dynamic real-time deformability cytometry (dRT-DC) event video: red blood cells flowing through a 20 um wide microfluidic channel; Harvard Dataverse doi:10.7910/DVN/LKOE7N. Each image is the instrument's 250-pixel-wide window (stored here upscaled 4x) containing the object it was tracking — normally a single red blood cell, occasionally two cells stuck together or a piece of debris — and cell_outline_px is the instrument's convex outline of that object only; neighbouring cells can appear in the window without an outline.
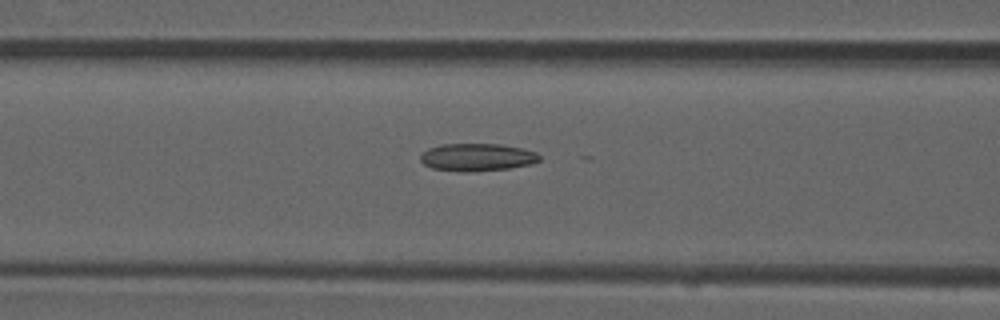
{"species": "common noctule bat (a hibernating species)", "species_latin": "Nyctalus noctula", "temperature_condition": "room temperature", "stored_images_in_passage": 45, "camera_frame_rate_fps": 3000, "um_per_image_px": 0.085, "animal": {"sex": "male", "forearm_length_mm": 52.5}, "frame": {"image": 1, "passage_image": 14, "time_ms": 4.333, "image_size_px": [1000, 320], "cell_outline_px": [[540, 160], [532, 164], [508, 168], [468, 172], [464, 172], [432, 168], [424, 164], [420, 160], [420, 156], [428, 148], [440, 144], [500, 144], [520, 148], [536, 152], [540, 156]], "centroid_in_image_um": [40.54, 13.36], "position_along_channel_um": 126.1, "area_um2": 19.07}}
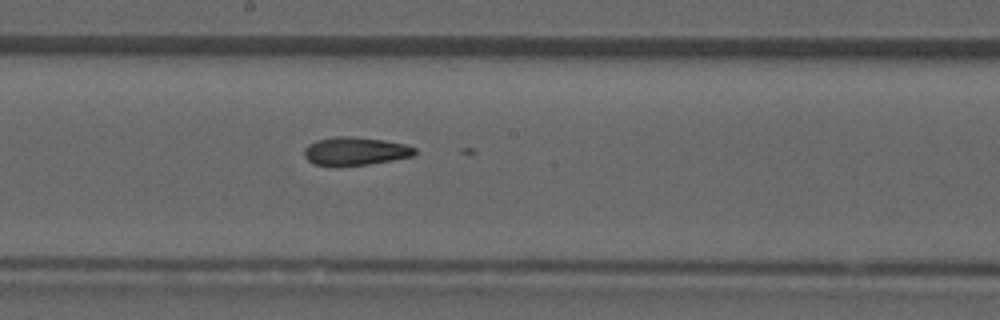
{"frame": {"image": 2, "passage_image": 21, "time_ms": 6.667, "image_size_px": [1000, 320], "cell_outline_px": [[416, 152], [412, 156], [392, 160], [368, 164], [336, 168], [312, 164], [304, 156], [304, 148], [308, 144], [316, 140], [336, 136], [352, 136], [384, 140], [404, 144], [416, 148]], "centroid_in_image_um": [30.13, 12.87], "position_along_channel_um": 218.1, "area_um2": 18.61}}
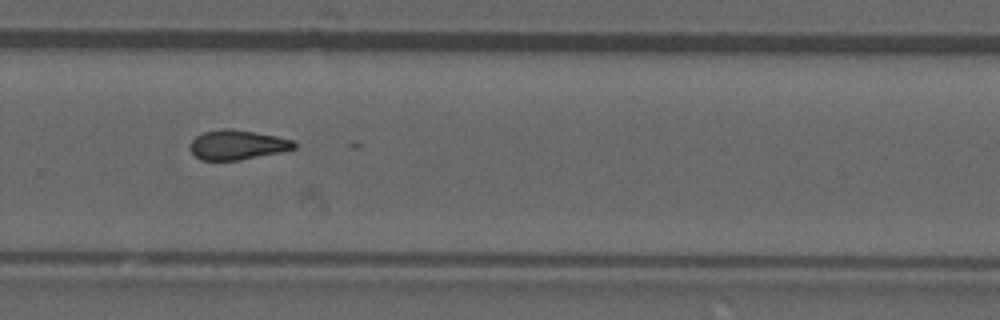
{"frame": {"image": 3, "passage_image": 28, "time_ms": 9.0, "image_size_px": [1000, 320], "cell_outline_px": [[296, 148], [280, 152], [240, 160], [200, 160], [192, 152], [192, 140], [196, 136], [204, 132], [224, 128], [228, 128], [256, 132], [276, 136], [292, 140], [296, 144]], "centroid_in_image_um": [20.19, 12.31], "position_along_channel_um": 309.6, "area_um2": 17.74}}